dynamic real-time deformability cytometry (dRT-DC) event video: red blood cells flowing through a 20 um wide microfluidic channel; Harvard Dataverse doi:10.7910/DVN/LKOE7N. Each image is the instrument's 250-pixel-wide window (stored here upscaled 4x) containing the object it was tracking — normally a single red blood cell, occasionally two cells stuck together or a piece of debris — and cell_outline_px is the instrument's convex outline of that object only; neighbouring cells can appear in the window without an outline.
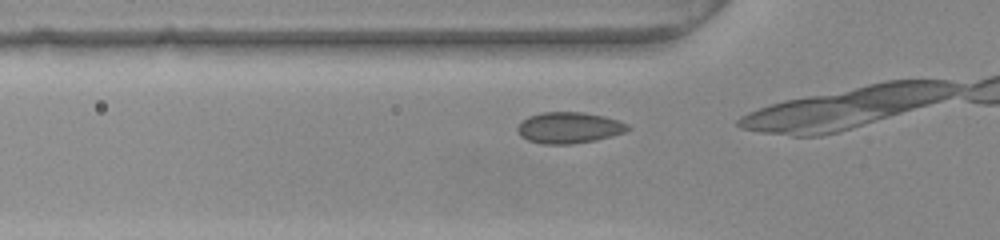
{"species": "common noctule bat (a hibernating species)", "species_latin": "Nyctalus noctula", "temperature_condition": "warm", "stored_images_in_passage": 6, "camera_frame_rate_fps": 3000, "um_per_image_px": 0.085, "animal": {"sex": "female", "body_mass_g": 22.0, "forearm_length_mm": 56.7}, "frame": {"image": 1, "passage_image": 2, "time_ms": 0.333, "image_size_px": [1000, 240], "cell_outline_px": [[632, 128], [624, 132], [612, 136], [596, 140], [572, 144], [544, 144], [528, 140], [520, 136], [516, 128], [528, 116], [544, 112], [584, 112], [604, 116], [620, 120], [628, 124]], "centroid_in_image_um": [48.4, 10.85], "position_along_channel_um": 77.4, "area_um2": 20.11}}
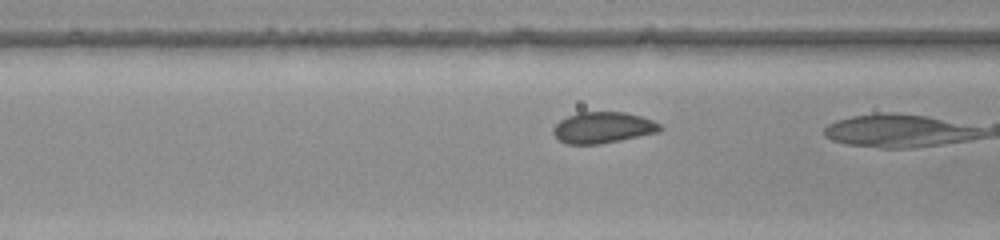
{"frame": {"image": 2, "passage_image": 5, "time_ms": 1.333, "image_size_px": [1000, 240], "cell_outline_px": [[664, 128], [660, 132], [600, 144], [568, 144], [560, 140], [552, 132], [552, 128], [560, 120], [576, 112], [624, 112], [640, 116], [652, 120], [660, 124]], "centroid_in_image_um": [51.26, 10.84], "position_along_channel_um": 115.3, "area_um2": 19.42}}